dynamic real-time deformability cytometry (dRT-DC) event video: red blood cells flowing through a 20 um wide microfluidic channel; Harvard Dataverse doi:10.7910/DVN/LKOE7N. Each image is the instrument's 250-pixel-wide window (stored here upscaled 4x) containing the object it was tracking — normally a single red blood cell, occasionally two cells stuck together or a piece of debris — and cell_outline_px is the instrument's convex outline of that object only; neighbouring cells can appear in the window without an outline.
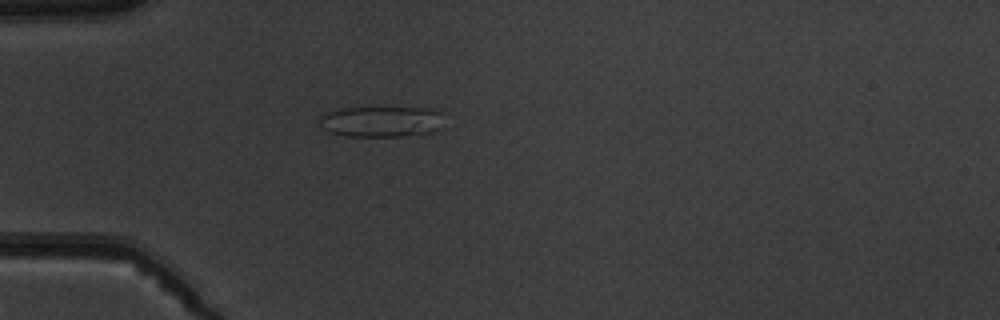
{"species": "common noctule bat (a hibernating species)", "species_latin": "Nyctalus noctula", "temperature_condition": "warm", "stored_images_in_passage": 1, "camera_frame_rate_fps": 3000, "um_per_image_px": 0.085, "animal": {"sex": "male", "body_mass_g": 19.5, "forearm_length_mm": 54.6}, "frame": {"image": 1, "passage_image": 1, "time_ms": 0.0, "image_size_px": [1000, 320], "cell_outline_px": [[448, 112], [444, 128], [436, 132], [404, 136], [344, 136], [328, 132], [324, 128], [320, 120], [320, 116], [324, 112], [336, 108], [440, 108]], "centroid_in_image_um": [32.6, 10.32], "position_along_channel_um": 52.4, "area_um2": 23.41}}